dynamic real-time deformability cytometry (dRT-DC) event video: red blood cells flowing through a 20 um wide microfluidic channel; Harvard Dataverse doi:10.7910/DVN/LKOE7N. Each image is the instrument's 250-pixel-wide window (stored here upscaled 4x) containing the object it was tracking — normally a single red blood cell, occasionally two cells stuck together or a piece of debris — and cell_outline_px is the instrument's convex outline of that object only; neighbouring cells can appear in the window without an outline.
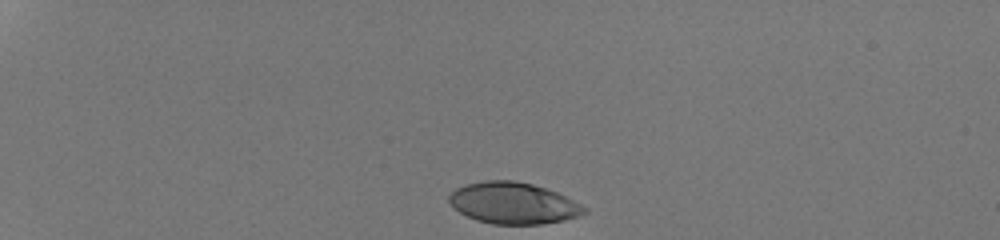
{"species": "human", "species_latin": "Homo sapiens", "temperature_condition": "room temperature", "stored_images_in_passage": 1, "camera_frame_rate_fps": 3000, "um_per_image_px": 0.085, "donor": {"sex": "male"}, "frame": {"image": 1, "passage_image": 1, "time_ms": 0.0, "image_size_px": [1000, 240], "cell_outline_px": [[588, 212], [564, 220], [540, 224], [492, 224], [476, 220], [452, 208], [448, 200], [448, 196], [456, 188], [464, 184], [488, 180], [516, 180], [532, 184], [556, 192], [588, 208]], "centroid_in_image_um": [43.59, 17.26], "position_along_channel_um": 41.4, "area_um2": 32.6}}